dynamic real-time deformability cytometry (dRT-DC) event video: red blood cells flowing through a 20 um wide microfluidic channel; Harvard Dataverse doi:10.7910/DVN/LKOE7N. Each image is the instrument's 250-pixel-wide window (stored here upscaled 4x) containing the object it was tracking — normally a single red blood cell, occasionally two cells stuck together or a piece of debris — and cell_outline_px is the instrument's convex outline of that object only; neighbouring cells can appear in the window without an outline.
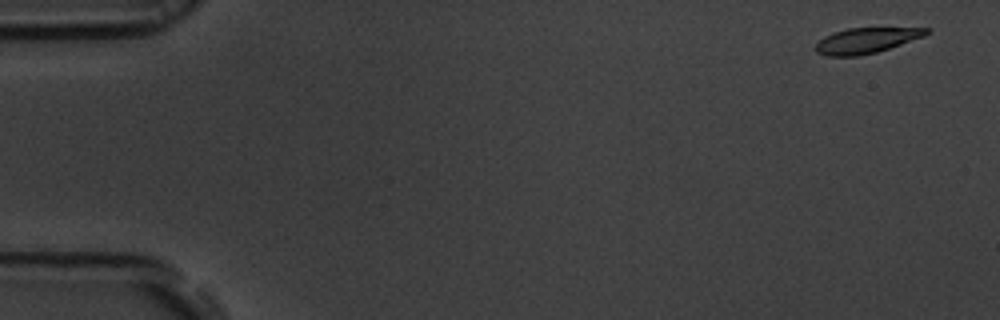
{"species": "common noctule bat (a hibernating species)", "species_latin": "Nyctalus noctula", "temperature_condition": "room temperature", "stored_images_in_passage": 55, "camera_frame_rate_fps": 3000, "um_per_image_px": 0.085, "animal": {"sex": "male", "body_mass_g": 19.5, "forearm_length_mm": 54.6}, "frame": {"image": 1, "passage_image": 2, "time_ms": 0.333, "image_size_px": [1000, 320], "cell_outline_px": [[932, 32], [924, 36], [876, 52], [860, 56], [828, 56], [816, 52], [812, 48], [824, 36], [832, 32], [848, 28], [932, 28]], "centroid_in_image_um": [73.6, 3.44], "position_along_channel_um": 11.4, "area_um2": 16.47}}
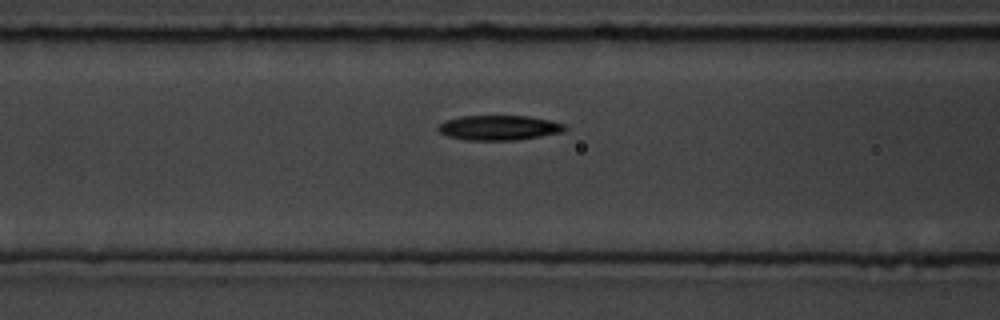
{"frame": {"image": 2, "passage_image": 22, "time_ms": 7.0, "image_size_px": [1000, 320], "cell_outline_px": [[568, 128], [560, 132], [540, 136], [516, 140], [468, 140], [448, 136], [440, 132], [436, 128], [440, 124], [448, 120], [460, 116], [528, 116], [552, 120], [564, 124]], "centroid_in_image_um": [42.43, 10.85], "position_along_channel_um": 124.2, "area_um2": 18.21}}
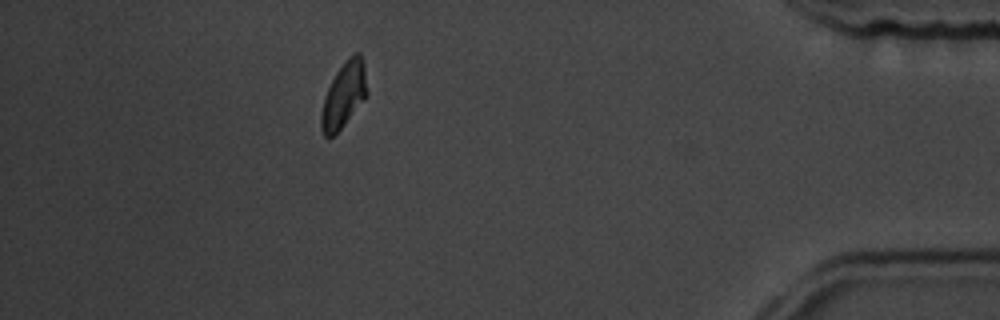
{"frame": {"image": 3, "passage_image": 49, "time_ms": 16.0, "image_size_px": [1000, 320], "cell_outline_px": [[368, 96], [344, 124], [328, 140], [324, 136], [320, 128], [320, 112], [324, 96], [336, 72], [348, 56], [356, 52], [360, 52], [364, 64], [368, 92]], "centroid_in_image_um": [29.22, 8.08], "position_along_channel_um": 406.0, "area_um2": 17.74}, "authors_computed_cell_mechanics": {"area_um2": 17.8602, "velocity_mm_per_s": 3.6815, "shape_relaxation_time_tau1_ms": 3.4869, "shape_relaxation_time_tau2_ms": null, "deformation_change_tau1": 0.1404, "deformation_change_tau2": null}}